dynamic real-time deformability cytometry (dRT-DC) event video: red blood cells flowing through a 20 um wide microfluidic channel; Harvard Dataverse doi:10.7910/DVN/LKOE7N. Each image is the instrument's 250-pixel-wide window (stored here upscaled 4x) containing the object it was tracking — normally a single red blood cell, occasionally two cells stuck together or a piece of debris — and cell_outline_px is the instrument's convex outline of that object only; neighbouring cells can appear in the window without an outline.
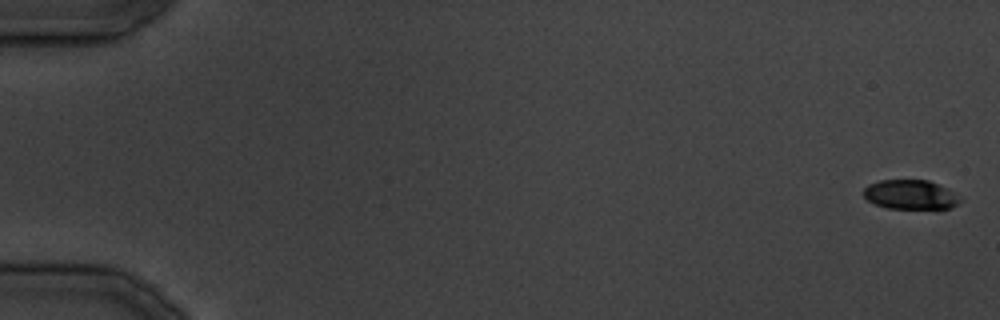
{"species": "common noctule bat (a hibernating species)", "species_latin": "Nyctalus noctula", "temperature_condition": "cold", "stored_images_in_passage": 15, "camera_frame_rate_fps": 3000, "um_per_image_px": 0.085, "animal": {"sex": "male", "body_mass_g": 19.5, "forearm_length_mm": 54.6}, "frame": {"image": 1, "passage_image": 1, "time_ms": 0.0, "image_size_px": [1000, 320], "cell_outline_px": [[964, 200], [952, 208], [888, 208], [876, 204], [868, 200], [864, 196], [864, 188], [868, 184], [880, 180], [928, 180], [944, 188]], "centroid_in_image_um": [77.37, 16.54], "position_along_channel_um": 7.6, "area_um2": 16.24}}
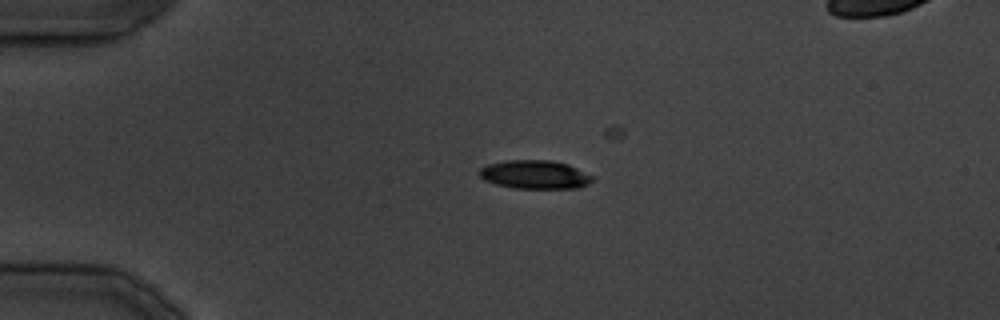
{"frame": {"image": 2, "passage_image": 9, "time_ms": 10.0, "image_size_px": [1000, 320], "cell_outline_px": [[596, 180], [580, 188], [512, 188], [496, 184], [484, 180], [480, 176], [480, 168], [488, 164], [504, 160], [552, 160], [568, 164], [596, 176]], "centroid_in_image_um": [45.53, 14.84], "position_along_channel_um": 39.5, "area_um2": 19.13}}